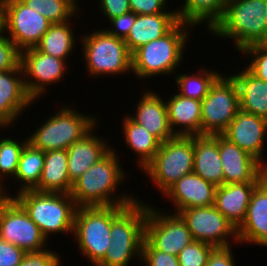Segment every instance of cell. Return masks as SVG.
Listing matches in <instances>:
<instances>
[{"mask_svg": "<svg viewBox=\"0 0 267 266\" xmlns=\"http://www.w3.org/2000/svg\"><path fill=\"white\" fill-rule=\"evenodd\" d=\"M120 165L118 156L112 149L77 178L70 192L76 206H129L134 203L137 198L131 195H113L117 185L126 178Z\"/></svg>", "mask_w": 267, "mask_h": 266, "instance_id": "cell-1", "label": "cell"}, {"mask_svg": "<svg viewBox=\"0 0 267 266\" xmlns=\"http://www.w3.org/2000/svg\"><path fill=\"white\" fill-rule=\"evenodd\" d=\"M147 205L136 200L129 206H112L111 242L96 266H127L132 257L141 259L145 239Z\"/></svg>", "mask_w": 267, "mask_h": 266, "instance_id": "cell-2", "label": "cell"}, {"mask_svg": "<svg viewBox=\"0 0 267 266\" xmlns=\"http://www.w3.org/2000/svg\"><path fill=\"white\" fill-rule=\"evenodd\" d=\"M210 31L233 38L239 52L260 44L267 37V0H229L222 18Z\"/></svg>", "mask_w": 267, "mask_h": 266, "instance_id": "cell-3", "label": "cell"}, {"mask_svg": "<svg viewBox=\"0 0 267 266\" xmlns=\"http://www.w3.org/2000/svg\"><path fill=\"white\" fill-rule=\"evenodd\" d=\"M189 24L179 21L166 35L140 46L132 53V72L137 78L173 73L185 50Z\"/></svg>", "mask_w": 267, "mask_h": 266, "instance_id": "cell-4", "label": "cell"}, {"mask_svg": "<svg viewBox=\"0 0 267 266\" xmlns=\"http://www.w3.org/2000/svg\"><path fill=\"white\" fill-rule=\"evenodd\" d=\"M47 239L52 233L73 232L77 210L70 194L26 190L13 197Z\"/></svg>", "mask_w": 267, "mask_h": 266, "instance_id": "cell-5", "label": "cell"}, {"mask_svg": "<svg viewBox=\"0 0 267 266\" xmlns=\"http://www.w3.org/2000/svg\"><path fill=\"white\" fill-rule=\"evenodd\" d=\"M194 136L176 135L161 143L158 152L144 167L163 194L184 175L193 172Z\"/></svg>", "mask_w": 267, "mask_h": 266, "instance_id": "cell-6", "label": "cell"}, {"mask_svg": "<svg viewBox=\"0 0 267 266\" xmlns=\"http://www.w3.org/2000/svg\"><path fill=\"white\" fill-rule=\"evenodd\" d=\"M61 108L28 138L34 148L44 152L67 150L97 124L95 117L80 114L66 105Z\"/></svg>", "mask_w": 267, "mask_h": 266, "instance_id": "cell-7", "label": "cell"}, {"mask_svg": "<svg viewBox=\"0 0 267 266\" xmlns=\"http://www.w3.org/2000/svg\"><path fill=\"white\" fill-rule=\"evenodd\" d=\"M82 37L84 60L91 75H120L132 71V53L124 39L98 30Z\"/></svg>", "mask_w": 267, "mask_h": 266, "instance_id": "cell-8", "label": "cell"}, {"mask_svg": "<svg viewBox=\"0 0 267 266\" xmlns=\"http://www.w3.org/2000/svg\"><path fill=\"white\" fill-rule=\"evenodd\" d=\"M112 206L77 207L73 233L83 255L96 266L111 242Z\"/></svg>", "mask_w": 267, "mask_h": 266, "instance_id": "cell-9", "label": "cell"}, {"mask_svg": "<svg viewBox=\"0 0 267 266\" xmlns=\"http://www.w3.org/2000/svg\"><path fill=\"white\" fill-rule=\"evenodd\" d=\"M239 110L236 82L221 74L201 101V135H221Z\"/></svg>", "mask_w": 267, "mask_h": 266, "instance_id": "cell-10", "label": "cell"}, {"mask_svg": "<svg viewBox=\"0 0 267 266\" xmlns=\"http://www.w3.org/2000/svg\"><path fill=\"white\" fill-rule=\"evenodd\" d=\"M0 238L25 252L41 251L48 241L13 197H6L0 203Z\"/></svg>", "mask_w": 267, "mask_h": 266, "instance_id": "cell-11", "label": "cell"}, {"mask_svg": "<svg viewBox=\"0 0 267 266\" xmlns=\"http://www.w3.org/2000/svg\"><path fill=\"white\" fill-rule=\"evenodd\" d=\"M159 211L147 205L145 240L155 250L178 256L194 241L192 234L178 213L168 215Z\"/></svg>", "mask_w": 267, "mask_h": 266, "instance_id": "cell-12", "label": "cell"}, {"mask_svg": "<svg viewBox=\"0 0 267 266\" xmlns=\"http://www.w3.org/2000/svg\"><path fill=\"white\" fill-rule=\"evenodd\" d=\"M51 22L21 0H6L4 31L20 51L35 47L48 31Z\"/></svg>", "mask_w": 267, "mask_h": 266, "instance_id": "cell-13", "label": "cell"}, {"mask_svg": "<svg viewBox=\"0 0 267 266\" xmlns=\"http://www.w3.org/2000/svg\"><path fill=\"white\" fill-rule=\"evenodd\" d=\"M190 230L194 241L215 247H230L229 236L237 239V229L214 205L186 208L178 212Z\"/></svg>", "mask_w": 267, "mask_h": 266, "instance_id": "cell-14", "label": "cell"}, {"mask_svg": "<svg viewBox=\"0 0 267 266\" xmlns=\"http://www.w3.org/2000/svg\"><path fill=\"white\" fill-rule=\"evenodd\" d=\"M65 62V60L41 53L35 47L20 51V66L23 75L27 77V81L24 79V85L34 101L43 92L45 93L46 85L62 79L66 70Z\"/></svg>", "mask_w": 267, "mask_h": 266, "instance_id": "cell-15", "label": "cell"}, {"mask_svg": "<svg viewBox=\"0 0 267 266\" xmlns=\"http://www.w3.org/2000/svg\"><path fill=\"white\" fill-rule=\"evenodd\" d=\"M219 154L224 173V184L261 182L267 168L247 151L218 135Z\"/></svg>", "mask_w": 267, "mask_h": 266, "instance_id": "cell-16", "label": "cell"}, {"mask_svg": "<svg viewBox=\"0 0 267 266\" xmlns=\"http://www.w3.org/2000/svg\"><path fill=\"white\" fill-rule=\"evenodd\" d=\"M266 134L267 120L265 118L239 110L221 135L254 156L267 168V164L262 161Z\"/></svg>", "mask_w": 267, "mask_h": 266, "instance_id": "cell-17", "label": "cell"}, {"mask_svg": "<svg viewBox=\"0 0 267 266\" xmlns=\"http://www.w3.org/2000/svg\"><path fill=\"white\" fill-rule=\"evenodd\" d=\"M22 69L0 71V128L10 126L33 103L24 85ZM22 78V79H20Z\"/></svg>", "mask_w": 267, "mask_h": 266, "instance_id": "cell-18", "label": "cell"}, {"mask_svg": "<svg viewBox=\"0 0 267 266\" xmlns=\"http://www.w3.org/2000/svg\"><path fill=\"white\" fill-rule=\"evenodd\" d=\"M217 186L191 172L184 175L164 194L170 198L179 211L186 208H197L214 205Z\"/></svg>", "mask_w": 267, "mask_h": 266, "instance_id": "cell-19", "label": "cell"}, {"mask_svg": "<svg viewBox=\"0 0 267 266\" xmlns=\"http://www.w3.org/2000/svg\"><path fill=\"white\" fill-rule=\"evenodd\" d=\"M237 239L267 246V176L252 193L244 222L237 228Z\"/></svg>", "mask_w": 267, "mask_h": 266, "instance_id": "cell-20", "label": "cell"}, {"mask_svg": "<svg viewBox=\"0 0 267 266\" xmlns=\"http://www.w3.org/2000/svg\"><path fill=\"white\" fill-rule=\"evenodd\" d=\"M136 115L129 116L138 125L143 126L161 143L176 136L173 133L168 119L166 102L153 91H146L136 107Z\"/></svg>", "mask_w": 267, "mask_h": 266, "instance_id": "cell-21", "label": "cell"}, {"mask_svg": "<svg viewBox=\"0 0 267 266\" xmlns=\"http://www.w3.org/2000/svg\"><path fill=\"white\" fill-rule=\"evenodd\" d=\"M259 183L243 182L217 186L214 206L236 229L244 222L252 193Z\"/></svg>", "mask_w": 267, "mask_h": 266, "instance_id": "cell-22", "label": "cell"}, {"mask_svg": "<svg viewBox=\"0 0 267 266\" xmlns=\"http://www.w3.org/2000/svg\"><path fill=\"white\" fill-rule=\"evenodd\" d=\"M94 129L95 126L67 149L68 175L72 183L113 149L104 139L93 135Z\"/></svg>", "mask_w": 267, "mask_h": 266, "instance_id": "cell-23", "label": "cell"}, {"mask_svg": "<svg viewBox=\"0 0 267 266\" xmlns=\"http://www.w3.org/2000/svg\"><path fill=\"white\" fill-rule=\"evenodd\" d=\"M177 11L154 15H136L135 23L124 39L129 51L133 53L140 46L166 35L177 23Z\"/></svg>", "mask_w": 267, "mask_h": 266, "instance_id": "cell-24", "label": "cell"}, {"mask_svg": "<svg viewBox=\"0 0 267 266\" xmlns=\"http://www.w3.org/2000/svg\"><path fill=\"white\" fill-rule=\"evenodd\" d=\"M193 172L216 186L224 184L218 135H194Z\"/></svg>", "mask_w": 267, "mask_h": 266, "instance_id": "cell-25", "label": "cell"}, {"mask_svg": "<svg viewBox=\"0 0 267 266\" xmlns=\"http://www.w3.org/2000/svg\"><path fill=\"white\" fill-rule=\"evenodd\" d=\"M170 127L176 135H201V101L174 94L166 102ZM176 126H182L175 130Z\"/></svg>", "mask_w": 267, "mask_h": 266, "instance_id": "cell-26", "label": "cell"}, {"mask_svg": "<svg viewBox=\"0 0 267 266\" xmlns=\"http://www.w3.org/2000/svg\"><path fill=\"white\" fill-rule=\"evenodd\" d=\"M231 77L238 88L240 110L267 120V82L257 78L247 68Z\"/></svg>", "mask_w": 267, "mask_h": 266, "instance_id": "cell-27", "label": "cell"}, {"mask_svg": "<svg viewBox=\"0 0 267 266\" xmlns=\"http://www.w3.org/2000/svg\"><path fill=\"white\" fill-rule=\"evenodd\" d=\"M67 163V150L45 151L41 178L34 190L70 194L73 183L69 179Z\"/></svg>", "mask_w": 267, "mask_h": 266, "instance_id": "cell-28", "label": "cell"}, {"mask_svg": "<svg viewBox=\"0 0 267 266\" xmlns=\"http://www.w3.org/2000/svg\"><path fill=\"white\" fill-rule=\"evenodd\" d=\"M229 0H185L177 11L178 20L190 26L206 22L209 31L222 18Z\"/></svg>", "mask_w": 267, "mask_h": 266, "instance_id": "cell-29", "label": "cell"}, {"mask_svg": "<svg viewBox=\"0 0 267 266\" xmlns=\"http://www.w3.org/2000/svg\"><path fill=\"white\" fill-rule=\"evenodd\" d=\"M122 123L124 140L132 151L139 154L137 163L143 170L158 152L161 142L143 126L134 122L129 115Z\"/></svg>", "mask_w": 267, "mask_h": 266, "instance_id": "cell-30", "label": "cell"}, {"mask_svg": "<svg viewBox=\"0 0 267 266\" xmlns=\"http://www.w3.org/2000/svg\"><path fill=\"white\" fill-rule=\"evenodd\" d=\"M69 22L51 24L35 48L53 57L67 60L75 47V36Z\"/></svg>", "mask_w": 267, "mask_h": 266, "instance_id": "cell-31", "label": "cell"}, {"mask_svg": "<svg viewBox=\"0 0 267 266\" xmlns=\"http://www.w3.org/2000/svg\"><path fill=\"white\" fill-rule=\"evenodd\" d=\"M44 160V151L34 148L30 143L25 145L20 155L18 170L15 176L22 184L17 191L18 193L34 190L39 185Z\"/></svg>", "mask_w": 267, "mask_h": 266, "instance_id": "cell-32", "label": "cell"}, {"mask_svg": "<svg viewBox=\"0 0 267 266\" xmlns=\"http://www.w3.org/2000/svg\"><path fill=\"white\" fill-rule=\"evenodd\" d=\"M26 6L36 10L46 17L52 24L69 21L76 17L77 0H21ZM76 13V14H75Z\"/></svg>", "mask_w": 267, "mask_h": 266, "instance_id": "cell-33", "label": "cell"}, {"mask_svg": "<svg viewBox=\"0 0 267 266\" xmlns=\"http://www.w3.org/2000/svg\"><path fill=\"white\" fill-rule=\"evenodd\" d=\"M198 74H179L176 77V83L179 85L180 91L178 94L186 98H192L202 101L208 94L210 86L221 75L218 71H208L201 69ZM204 72V73H203ZM202 74V75H201Z\"/></svg>", "mask_w": 267, "mask_h": 266, "instance_id": "cell-34", "label": "cell"}, {"mask_svg": "<svg viewBox=\"0 0 267 266\" xmlns=\"http://www.w3.org/2000/svg\"><path fill=\"white\" fill-rule=\"evenodd\" d=\"M28 143L25 139L22 142H17L9 138H0V180H3V177L6 176H16L19 159L21 152L25 145Z\"/></svg>", "mask_w": 267, "mask_h": 266, "instance_id": "cell-35", "label": "cell"}, {"mask_svg": "<svg viewBox=\"0 0 267 266\" xmlns=\"http://www.w3.org/2000/svg\"><path fill=\"white\" fill-rule=\"evenodd\" d=\"M216 247L201 241H193L179 254L180 266H206L209 256Z\"/></svg>", "mask_w": 267, "mask_h": 266, "instance_id": "cell-36", "label": "cell"}, {"mask_svg": "<svg viewBox=\"0 0 267 266\" xmlns=\"http://www.w3.org/2000/svg\"><path fill=\"white\" fill-rule=\"evenodd\" d=\"M20 66V50L7 35L0 34V71H12Z\"/></svg>", "mask_w": 267, "mask_h": 266, "instance_id": "cell-37", "label": "cell"}, {"mask_svg": "<svg viewBox=\"0 0 267 266\" xmlns=\"http://www.w3.org/2000/svg\"><path fill=\"white\" fill-rule=\"evenodd\" d=\"M241 53L254 57L247 69L257 78L267 82V52L259 44H254L245 47Z\"/></svg>", "mask_w": 267, "mask_h": 266, "instance_id": "cell-38", "label": "cell"}, {"mask_svg": "<svg viewBox=\"0 0 267 266\" xmlns=\"http://www.w3.org/2000/svg\"><path fill=\"white\" fill-rule=\"evenodd\" d=\"M140 260H143L146 266H180L178 256L155 250L145 239Z\"/></svg>", "mask_w": 267, "mask_h": 266, "instance_id": "cell-39", "label": "cell"}, {"mask_svg": "<svg viewBox=\"0 0 267 266\" xmlns=\"http://www.w3.org/2000/svg\"><path fill=\"white\" fill-rule=\"evenodd\" d=\"M60 257L49 249L26 252L18 266H60Z\"/></svg>", "mask_w": 267, "mask_h": 266, "instance_id": "cell-40", "label": "cell"}, {"mask_svg": "<svg viewBox=\"0 0 267 266\" xmlns=\"http://www.w3.org/2000/svg\"><path fill=\"white\" fill-rule=\"evenodd\" d=\"M166 4L167 0H129L130 10L136 15L165 13Z\"/></svg>", "mask_w": 267, "mask_h": 266, "instance_id": "cell-41", "label": "cell"}, {"mask_svg": "<svg viewBox=\"0 0 267 266\" xmlns=\"http://www.w3.org/2000/svg\"><path fill=\"white\" fill-rule=\"evenodd\" d=\"M26 252L0 238V266H18Z\"/></svg>", "mask_w": 267, "mask_h": 266, "instance_id": "cell-42", "label": "cell"}, {"mask_svg": "<svg viewBox=\"0 0 267 266\" xmlns=\"http://www.w3.org/2000/svg\"><path fill=\"white\" fill-rule=\"evenodd\" d=\"M136 14L132 11L110 20L112 29H105L110 35L125 39L135 23ZM114 28V29H113ZM116 28V29H115Z\"/></svg>", "mask_w": 267, "mask_h": 266, "instance_id": "cell-43", "label": "cell"}, {"mask_svg": "<svg viewBox=\"0 0 267 266\" xmlns=\"http://www.w3.org/2000/svg\"><path fill=\"white\" fill-rule=\"evenodd\" d=\"M100 3L102 15H106L109 21L131 11L129 0H100Z\"/></svg>", "mask_w": 267, "mask_h": 266, "instance_id": "cell-44", "label": "cell"}, {"mask_svg": "<svg viewBox=\"0 0 267 266\" xmlns=\"http://www.w3.org/2000/svg\"><path fill=\"white\" fill-rule=\"evenodd\" d=\"M230 247H216L209 256L206 266H235Z\"/></svg>", "mask_w": 267, "mask_h": 266, "instance_id": "cell-45", "label": "cell"}, {"mask_svg": "<svg viewBox=\"0 0 267 266\" xmlns=\"http://www.w3.org/2000/svg\"><path fill=\"white\" fill-rule=\"evenodd\" d=\"M5 2L6 0H0V34L6 33L4 31Z\"/></svg>", "mask_w": 267, "mask_h": 266, "instance_id": "cell-46", "label": "cell"}, {"mask_svg": "<svg viewBox=\"0 0 267 266\" xmlns=\"http://www.w3.org/2000/svg\"><path fill=\"white\" fill-rule=\"evenodd\" d=\"M4 186L1 184V182H0V203L6 198V197H12V195L11 196H7L6 194L7 193H5V189L3 188ZM4 191V192H3Z\"/></svg>", "mask_w": 267, "mask_h": 266, "instance_id": "cell-47", "label": "cell"}, {"mask_svg": "<svg viewBox=\"0 0 267 266\" xmlns=\"http://www.w3.org/2000/svg\"><path fill=\"white\" fill-rule=\"evenodd\" d=\"M259 45L267 52V37Z\"/></svg>", "mask_w": 267, "mask_h": 266, "instance_id": "cell-48", "label": "cell"}]
</instances>
